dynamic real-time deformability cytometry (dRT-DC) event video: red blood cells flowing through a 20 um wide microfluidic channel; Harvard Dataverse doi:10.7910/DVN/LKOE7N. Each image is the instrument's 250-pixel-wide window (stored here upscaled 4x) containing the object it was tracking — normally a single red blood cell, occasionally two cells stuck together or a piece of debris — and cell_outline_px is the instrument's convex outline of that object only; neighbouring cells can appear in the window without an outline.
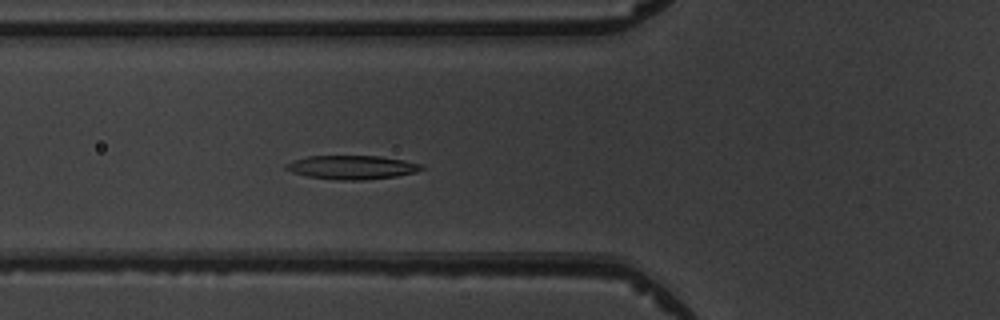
{"species": "common noctule bat (a hibernating species)", "species_latin": "Nyctalus noctula", "temperature_condition": "warm", "stored_images_in_passage": 6, "camera_frame_rate_fps": 3000, "um_per_image_px": 0.085, "animal": {"sex": "male", "body_mass_g": 19.5, "forearm_length_mm": 54.6}, "frame": {"image": 1, "passage_image": 6, "time_ms": 5.667, "image_size_px": [1000, 320], "cell_outline_px": [[424, 168], [416, 172], [396, 176], [364, 180], [336, 180], [308, 176], [292, 172], [284, 168], [284, 164], [292, 160], [308, 156], [380, 156], [404, 160], [424, 164]], "centroid_in_image_um": [29.91, 14.22], "position_along_channel_um": 95.9, "area_um2": 18.9}}